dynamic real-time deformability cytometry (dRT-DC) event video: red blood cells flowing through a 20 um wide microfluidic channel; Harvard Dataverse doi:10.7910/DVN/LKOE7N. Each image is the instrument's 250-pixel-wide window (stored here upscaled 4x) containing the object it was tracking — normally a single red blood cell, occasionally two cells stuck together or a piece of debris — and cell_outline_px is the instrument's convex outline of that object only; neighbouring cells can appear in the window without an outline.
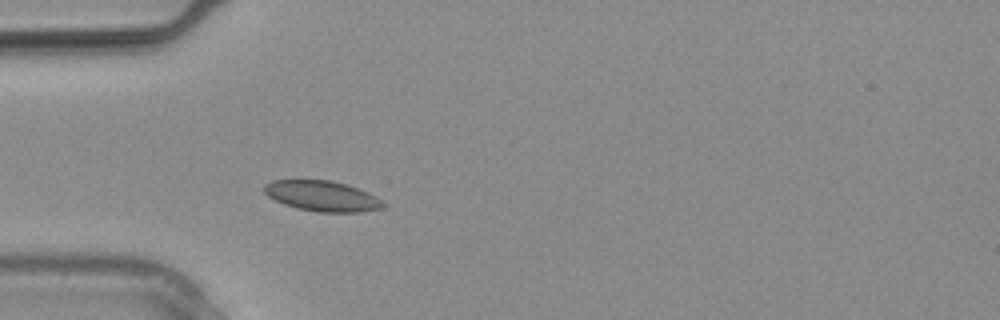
{"species": "common noctule bat (a hibernating species)", "species_latin": "Nyctalus noctula", "temperature_condition": "warm", "stored_images_in_passage": 21, "camera_frame_rate_fps": 3000, "um_per_image_px": 0.085, "animal": {"sex": "male", "body_mass_g": 20.4}, "frame": {"image": 1, "passage_image": 4, "time_ms": 1.0, "image_size_px": [1000, 320], "cell_outline_px": [[384, 204], [380, 208], [360, 212], [316, 212], [296, 208], [284, 204], [268, 196], [264, 192], [264, 184], [272, 180], [328, 180], [344, 184], [368, 192], [376, 196]], "centroid_in_image_um": [27.34, 16.66], "position_along_channel_um": 57.7, "area_um2": 20.87}}